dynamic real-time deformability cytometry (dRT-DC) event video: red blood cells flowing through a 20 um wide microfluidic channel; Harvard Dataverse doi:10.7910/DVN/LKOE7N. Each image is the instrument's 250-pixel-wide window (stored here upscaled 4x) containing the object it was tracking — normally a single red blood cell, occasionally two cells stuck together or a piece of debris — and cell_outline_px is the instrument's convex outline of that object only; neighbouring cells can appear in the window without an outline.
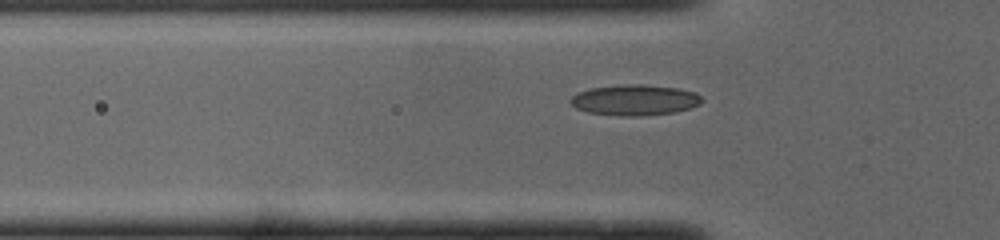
{"species": "common noctule bat (a hibernating species)", "species_latin": "Nyctalus noctula", "temperature_condition": "cold", "stored_images_in_passage": 31, "camera_frame_rate_fps": 3000, "um_per_image_px": 0.085, "animal": {"sex": "male", "body_mass_g": 19.0, "forearm_length_mm": 50.8}, "frame": {"image": 1, "passage_image": 6, "time_ms": 1.667, "image_size_px": [1000, 240], "cell_outline_px": [[704, 100], [700, 104], [676, 112], [640, 116], [620, 116], [588, 112], [576, 108], [568, 100], [576, 92], [588, 88], [624, 84], [644, 84], [680, 88], [692, 92], [700, 96]], "centroid_in_image_um": [53.92, 8.49], "position_along_channel_um": 71.9, "area_um2": 23.7}}
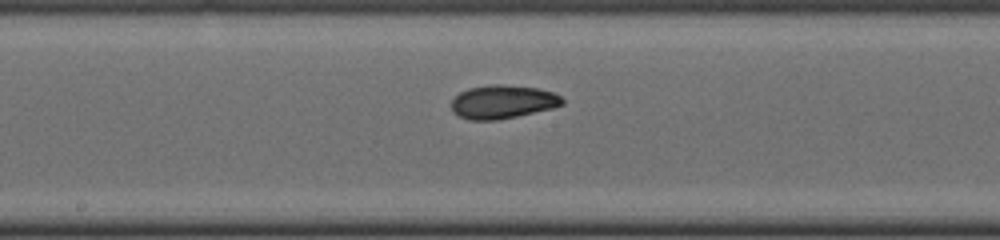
{"frame": {"image": 2, "passage_image": 16, "time_ms": 5.0, "image_size_px": [1000, 240], "cell_outline_px": [[564, 104], [552, 108], [516, 116], [496, 120], [468, 120], [456, 116], [452, 112], [452, 100], [460, 92], [468, 88], [492, 84], [500, 84], [540, 88], [552, 92], [560, 96], [564, 100]], "centroid_in_image_um": [42.7, 8.66], "position_along_channel_um": 205.5, "area_um2": 21.73}}
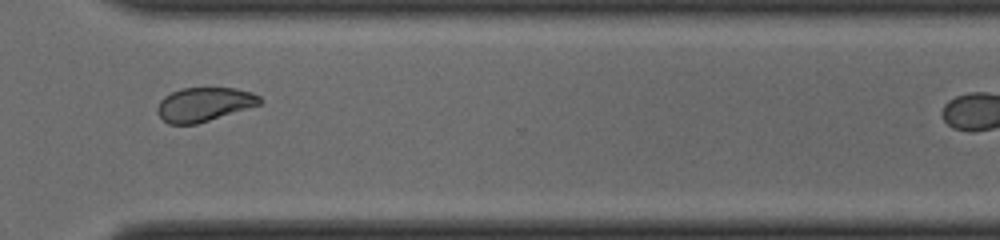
{"frame": {"image": 3, "passage_image": 27, "time_ms": 8.667, "image_size_px": [1000, 240], "cell_outline_px": [[260, 104], [196, 124], [168, 124], [156, 112], [156, 108], [160, 100], [164, 96], [180, 88], [236, 88], [252, 92], [260, 96]], "centroid_in_image_um": [17.31, 8.86], "position_along_channel_um": 353.3, "area_um2": 20.11}}